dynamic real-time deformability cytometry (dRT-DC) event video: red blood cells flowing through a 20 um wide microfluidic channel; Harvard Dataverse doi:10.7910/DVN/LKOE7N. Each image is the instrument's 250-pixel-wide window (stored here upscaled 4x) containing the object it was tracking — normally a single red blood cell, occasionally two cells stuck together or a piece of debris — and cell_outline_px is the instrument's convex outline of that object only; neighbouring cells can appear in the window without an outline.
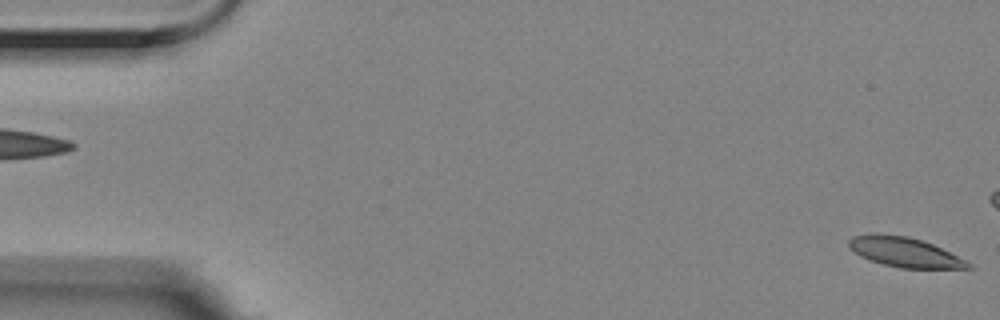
{"species": "Egyptian fruit bat (a non-hibernating species)", "species_latin": "Rousettus aegyptiacus", "temperature_condition": "room temperature", "stored_images_in_passage": 5, "segment_of_instrument_passage": [2, 2], "camera_frame_rate_fps": 3000, "um_per_image_px": 0.085, "animal": {"sex": "female"}, "frame": {"image": 1, "passage_image": 5, "time_ms": 1.333, "image_size_px": [1000, 320], "cell_outline_px": [[976, 268], [900, 268], [884, 264], [860, 256], [848, 248], [848, 240], [852, 236], [908, 236], [932, 244], [972, 264]], "centroid_in_image_um": [76.91, 21.47], "position_along_channel_um": 8.1, "area_um2": 19.77}}